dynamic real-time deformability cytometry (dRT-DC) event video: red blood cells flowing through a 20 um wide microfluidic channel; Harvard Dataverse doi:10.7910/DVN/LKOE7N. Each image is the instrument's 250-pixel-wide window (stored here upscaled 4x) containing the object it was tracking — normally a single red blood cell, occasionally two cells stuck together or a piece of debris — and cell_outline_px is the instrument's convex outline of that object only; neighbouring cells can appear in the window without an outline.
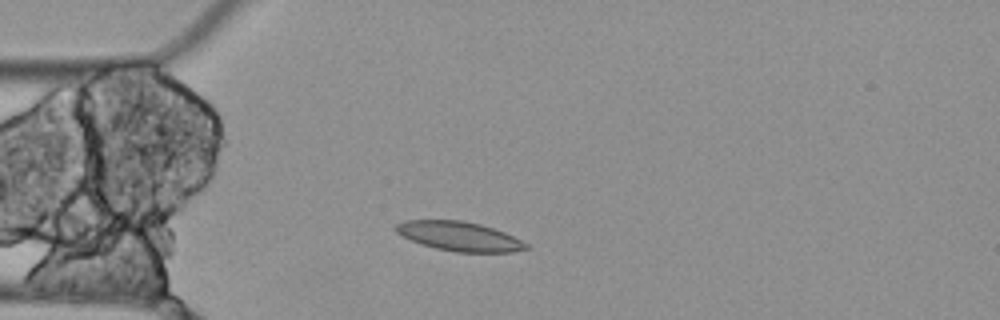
{"species": "Egyptian fruit bat (a non-hibernating species)", "species_latin": "Rousettus aegyptiacus", "temperature_condition": "cold", "stored_images_in_passage": 2, "camera_frame_rate_fps": 3000, "um_per_image_px": 0.085, "animal": {"sex": "female"}, "frame": {"image": 1, "passage_image": 2, "time_ms": 0.333, "image_size_px": [1000, 320], "cell_outline_px": [[528, 248], [512, 252], [456, 252], [436, 248], [420, 244], [396, 232], [392, 228], [396, 224], [404, 220], [460, 220], [480, 224], [504, 232], [528, 244]], "centroid_in_image_um": [39.0, 20.08], "position_along_channel_um": 46.0, "area_um2": 22.08}}